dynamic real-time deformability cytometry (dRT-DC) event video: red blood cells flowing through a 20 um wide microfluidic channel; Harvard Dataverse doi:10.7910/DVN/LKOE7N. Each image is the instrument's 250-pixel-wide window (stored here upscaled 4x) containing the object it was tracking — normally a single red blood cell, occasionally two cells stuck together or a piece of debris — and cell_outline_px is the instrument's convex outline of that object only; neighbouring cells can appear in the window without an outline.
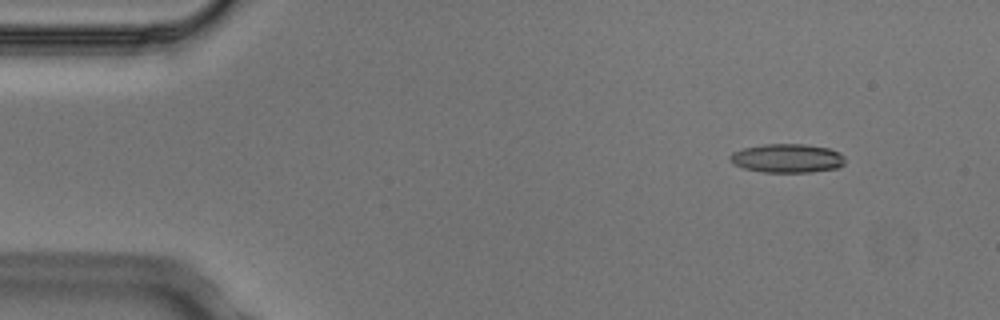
{"species": "Egyptian fruit bat (a non-hibernating species)", "species_latin": "Rousettus aegyptiacus", "temperature_condition": "cold", "stored_images_in_passage": 4, "camera_frame_rate_fps": 3000, "um_per_image_px": 0.085, "animal": {"sex": "male"}, "frame": {"image": 1, "passage_image": 1, "time_ms": 0.0, "image_size_px": [1000, 320], "cell_outline_px": [[844, 164], [836, 168], [812, 172], [764, 172], [744, 168], [732, 164], [728, 160], [728, 156], [732, 152], [744, 148], [764, 144], [804, 144], [828, 148], [840, 152], [844, 156]], "centroid_in_image_um": [66.88, 13.45], "position_along_channel_um": 18.1, "area_um2": 19.42}}
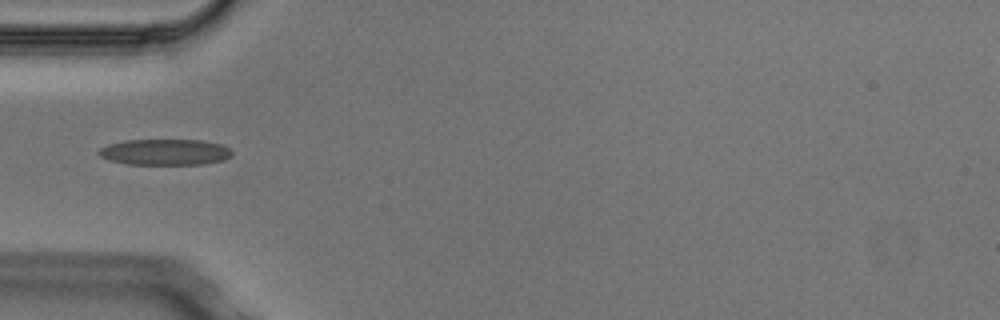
{"frame": {"image": 2, "passage_image": 4, "time_ms": 1.0, "image_size_px": [1000, 320], "cell_outline_px": [[232, 156], [224, 160], [204, 164], [128, 164], [108, 160], [100, 156], [96, 152], [100, 148], [108, 144], [124, 140], [200, 140], [224, 144], [232, 152]], "centroid_in_image_um": [14.03, 12.92], "position_along_channel_um": 71.0, "area_um2": 20.35}}